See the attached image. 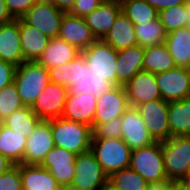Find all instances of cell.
Wrapping results in <instances>:
<instances>
[{
  "label": "cell",
  "instance_id": "obj_1",
  "mask_svg": "<svg viewBox=\"0 0 190 190\" xmlns=\"http://www.w3.org/2000/svg\"><path fill=\"white\" fill-rule=\"evenodd\" d=\"M115 85L106 78L94 73L88 68L81 53L69 62L68 66V93L99 96L106 94Z\"/></svg>",
  "mask_w": 190,
  "mask_h": 190
},
{
  "label": "cell",
  "instance_id": "obj_2",
  "mask_svg": "<svg viewBox=\"0 0 190 190\" xmlns=\"http://www.w3.org/2000/svg\"><path fill=\"white\" fill-rule=\"evenodd\" d=\"M50 124L55 146L76 155L91 149L92 127L63 117L50 119Z\"/></svg>",
  "mask_w": 190,
  "mask_h": 190
},
{
  "label": "cell",
  "instance_id": "obj_3",
  "mask_svg": "<svg viewBox=\"0 0 190 190\" xmlns=\"http://www.w3.org/2000/svg\"><path fill=\"white\" fill-rule=\"evenodd\" d=\"M90 150L108 177L130 165L132 150L121 138H92Z\"/></svg>",
  "mask_w": 190,
  "mask_h": 190
},
{
  "label": "cell",
  "instance_id": "obj_4",
  "mask_svg": "<svg viewBox=\"0 0 190 190\" xmlns=\"http://www.w3.org/2000/svg\"><path fill=\"white\" fill-rule=\"evenodd\" d=\"M13 82L23 104L31 107L40 92L50 82L49 70L36 61L23 62L16 67Z\"/></svg>",
  "mask_w": 190,
  "mask_h": 190
},
{
  "label": "cell",
  "instance_id": "obj_5",
  "mask_svg": "<svg viewBox=\"0 0 190 190\" xmlns=\"http://www.w3.org/2000/svg\"><path fill=\"white\" fill-rule=\"evenodd\" d=\"M129 167L139 173L148 183L168 181L161 142L155 141L148 146L132 150Z\"/></svg>",
  "mask_w": 190,
  "mask_h": 190
},
{
  "label": "cell",
  "instance_id": "obj_6",
  "mask_svg": "<svg viewBox=\"0 0 190 190\" xmlns=\"http://www.w3.org/2000/svg\"><path fill=\"white\" fill-rule=\"evenodd\" d=\"M161 149L168 180L187 177L190 167V135L173 136L162 141Z\"/></svg>",
  "mask_w": 190,
  "mask_h": 190
},
{
  "label": "cell",
  "instance_id": "obj_7",
  "mask_svg": "<svg viewBox=\"0 0 190 190\" xmlns=\"http://www.w3.org/2000/svg\"><path fill=\"white\" fill-rule=\"evenodd\" d=\"M107 184L108 175L91 150L76 156L72 187L77 190H103Z\"/></svg>",
  "mask_w": 190,
  "mask_h": 190
},
{
  "label": "cell",
  "instance_id": "obj_8",
  "mask_svg": "<svg viewBox=\"0 0 190 190\" xmlns=\"http://www.w3.org/2000/svg\"><path fill=\"white\" fill-rule=\"evenodd\" d=\"M81 53L88 68L117 86V50L103 40H96Z\"/></svg>",
  "mask_w": 190,
  "mask_h": 190
},
{
  "label": "cell",
  "instance_id": "obj_9",
  "mask_svg": "<svg viewBox=\"0 0 190 190\" xmlns=\"http://www.w3.org/2000/svg\"><path fill=\"white\" fill-rule=\"evenodd\" d=\"M154 141L162 142L170 139L168 124V102L163 99L148 101L136 107Z\"/></svg>",
  "mask_w": 190,
  "mask_h": 190
},
{
  "label": "cell",
  "instance_id": "obj_10",
  "mask_svg": "<svg viewBox=\"0 0 190 190\" xmlns=\"http://www.w3.org/2000/svg\"><path fill=\"white\" fill-rule=\"evenodd\" d=\"M161 98L166 102L190 98V68L174 69L155 74Z\"/></svg>",
  "mask_w": 190,
  "mask_h": 190
},
{
  "label": "cell",
  "instance_id": "obj_11",
  "mask_svg": "<svg viewBox=\"0 0 190 190\" xmlns=\"http://www.w3.org/2000/svg\"><path fill=\"white\" fill-rule=\"evenodd\" d=\"M64 14L52 2L37 1L21 18L49 38H54L58 36Z\"/></svg>",
  "mask_w": 190,
  "mask_h": 190
},
{
  "label": "cell",
  "instance_id": "obj_12",
  "mask_svg": "<svg viewBox=\"0 0 190 190\" xmlns=\"http://www.w3.org/2000/svg\"><path fill=\"white\" fill-rule=\"evenodd\" d=\"M67 95L66 86L49 82L40 92L31 109L41 120L59 118L62 116Z\"/></svg>",
  "mask_w": 190,
  "mask_h": 190
},
{
  "label": "cell",
  "instance_id": "obj_13",
  "mask_svg": "<svg viewBox=\"0 0 190 190\" xmlns=\"http://www.w3.org/2000/svg\"><path fill=\"white\" fill-rule=\"evenodd\" d=\"M54 146L50 120H41L26 140L22 164L40 165Z\"/></svg>",
  "mask_w": 190,
  "mask_h": 190
},
{
  "label": "cell",
  "instance_id": "obj_14",
  "mask_svg": "<svg viewBox=\"0 0 190 190\" xmlns=\"http://www.w3.org/2000/svg\"><path fill=\"white\" fill-rule=\"evenodd\" d=\"M76 156L73 152L54 146L40 166L49 170L60 186L71 185L75 175Z\"/></svg>",
  "mask_w": 190,
  "mask_h": 190
},
{
  "label": "cell",
  "instance_id": "obj_15",
  "mask_svg": "<svg viewBox=\"0 0 190 190\" xmlns=\"http://www.w3.org/2000/svg\"><path fill=\"white\" fill-rule=\"evenodd\" d=\"M130 107L123 86H115L106 94L99 96L95 110L93 129L110 119L120 118Z\"/></svg>",
  "mask_w": 190,
  "mask_h": 190
},
{
  "label": "cell",
  "instance_id": "obj_16",
  "mask_svg": "<svg viewBox=\"0 0 190 190\" xmlns=\"http://www.w3.org/2000/svg\"><path fill=\"white\" fill-rule=\"evenodd\" d=\"M130 107L136 108L140 104L161 98L155 74L148 71H139L124 86Z\"/></svg>",
  "mask_w": 190,
  "mask_h": 190
},
{
  "label": "cell",
  "instance_id": "obj_17",
  "mask_svg": "<svg viewBox=\"0 0 190 190\" xmlns=\"http://www.w3.org/2000/svg\"><path fill=\"white\" fill-rule=\"evenodd\" d=\"M120 121L122 124L121 139L131 150L142 148L155 142L136 108L129 107L120 117Z\"/></svg>",
  "mask_w": 190,
  "mask_h": 190
},
{
  "label": "cell",
  "instance_id": "obj_18",
  "mask_svg": "<svg viewBox=\"0 0 190 190\" xmlns=\"http://www.w3.org/2000/svg\"><path fill=\"white\" fill-rule=\"evenodd\" d=\"M58 37L79 49L81 52L97 39L86 24L84 17L65 13L60 23Z\"/></svg>",
  "mask_w": 190,
  "mask_h": 190
},
{
  "label": "cell",
  "instance_id": "obj_19",
  "mask_svg": "<svg viewBox=\"0 0 190 190\" xmlns=\"http://www.w3.org/2000/svg\"><path fill=\"white\" fill-rule=\"evenodd\" d=\"M122 11L120 0H104L84 19L97 40H103L109 33L115 19Z\"/></svg>",
  "mask_w": 190,
  "mask_h": 190
},
{
  "label": "cell",
  "instance_id": "obj_20",
  "mask_svg": "<svg viewBox=\"0 0 190 190\" xmlns=\"http://www.w3.org/2000/svg\"><path fill=\"white\" fill-rule=\"evenodd\" d=\"M96 106L97 98L94 95L68 93L61 117L86 124L93 129Z\"/></svg>",
  "mask_w": 190,
  "mask_h": 190
},
{
  "label": "cell",
  "instance_id": "obj_21",
  "mask_svg": "<svg viewBox=\"0 0 190 190\" xmlns=\"http://www.w3.org/2000/svg\"><path fill=\"white\" fill-rule=\"evenodd\" d=\"M0 60L15 66L25 62L20 44L19 18L0 25Z\"/></svg>",
  "mask_w": 190,
  "mask_h": 190
},
{
  "label": "cell",
  "instance_id": "obj_22",
  "mask_svg": "<svg viewBox=\"0 0 190 190\" xmlns=\"http://www.w3.org/2000/svg\"><path fill=\"white\" fill-rule=\"evenodd\" d=\"M19 31L24 61H37L48 46L50 38L22 18H19Z\"/></svg>",
  "mask_w": 190,
  "mask_h": 190
},
{
  "label": "cell",
  "instance_id": "obj_23",
  "mask_svg": "<svg viewBox=\"0 0 190 190\" xmlns=\"http://www.w3.org/2000/svg\"><path fill=\"white\" fill-rule=\"evenodd\" d=\"M145 48L140 45L118 51L116 74L117 85L124 86L139 71L143 70Z\"/></svg>",
  "mask_w": 190,
  "mask_h": 190
},
{
  "label": "cell",
  "instance_id": "obj_24",
  "mask_svg": "<svg viewBox=\"0 0 190 190\" xmlns=\"http://www.w3.org/2000/svg\"><path fill=\"white\" fill-rule=\"evenodd\" d=\"M81 51L60 37L50 38L48 46L36 61L47 70L75 59Z\"/></svg>",
  "mask_w": 190,
  "mask_h": 190
},
{
  "label": "cell",
  "instance_id": "obj_25",
  "mask_svg": "<svg viewBox=\"0 0 190 190\" xmlns=\"http://www.w3.org/2000/svg\"><path fill=\"white\" fill-rule=\"evenodd\" d=\"M103 41L117 51L137 45L135 25L123 11L115 19Z\"/></svg>",
  "mask_w": 190,
  "mask_h": 190
},
{
  "label": "cell",
  "instance_id": "obj_26",
  "mask_svg": "<svg viewBox=\"0 0 190 190\" xmlns=\"http://www.w3.org/2000/svg\"><path fill=\"white\" fill-rule=\"evenodd\" d=\"M23 190H59L60 185L46 168L20 164Z\"/></svg>",
  "mask_w": 190,
  "mask_h": 190
},
{
  "label": "cell",
  "instance_id": "obj_27",
  "mask_svg": "<svg viewBox=\"0 0 190 190\" xmlns=\"http://www.w3.org/2000/svg\"><path fill=\"white\" fill-rule=\"evenodd\" d=\"M165 44L176 67L190 68V29L183 27L168 33Z\"/></svg>",
  "mask_w": 190,
  "mask_h": 190
},
{
  "label": "cell",
  "instance_id": "obj_28",
  "mask_svg": "<svg viewBox=\"0 0 190 190\" xmlns=\"http://www.w3.org/2000/svg\"><path fill=\"white\" fill-rule=\"evenodd\" d=\"M170 138L190 135V98L168 102Z\"/></svg>",
  "mask_w": 190,
  "mask_h": 190
},
{
  "label": "cell",
  "instance_id": "obj_29",
  "mask_svg": "<svg viewBox=\"0 0 190 190\" xmlns=\"http://www.w3.org/2000/svg\"><path fill=\"white\" fill-rule=\"evenodd\" d=\"M27 138L5 125L0 127V154L14 165L22 164Z\"/></svg>",
  "mask_w": 190,
  "mask_h": 190
},
{
  "label": "cell",
  "instance_id": "obj_30",
  "mask_svg": "<svg viewBox=\"0 0 190 190\" xmlns=\"http://www.w3.org/2000/svg\"><path fill=\"white\" fill-rule=\"evenodd\" d=\"M176 67L165 43L145 48L143 70L152 74L165 72Z\"/></svg>",
  "mask_w": 190,
  "mask_h": 190
},
{
  "label": "cell",
  "instance_id": "obj_31",
  "mask_svg": "<svg viewBox=\"0 0 190 190\" xmlns=\"http://www.w3.org/2000/svg\"><path fill=\"white\" fill-rule=\"evenodd\" d=\"M40 121L41 119L37 117L31 107L24 106L4 119L2 124L28 138Z\"/></svg>",
  "mask_w": 190,
  "mask_h": 190
},
{
  "label": "cell",
  "instance_id": "obj_32",
  "mask_svg": "<svg viewBox=\"0 0 190 190\" xmlns=\"http://www.w3.org/2000/svg\"><path fill=\"white\" fill-rule=\"evenodd\" d=\"M137 45L149 47L165 43L167 33L159 17L153 21L135 25Z\"/></svg>",
  "mask_w": 190,
  "mask_h": 190
},
{
  "label": "cell",
  "instance_id": "obj_33",
  "mask_svg": "<svg viewBox=\"0 0 190 190\" xmlns=\"http://www.w3.org/2000/svg\"><path fill=\"white\" fill-rule=\"evenodd\" d=\"M123 13L134 25L153 21L159 12L144 0H120Z\"/></svg>",
  "mask_w": 190,
  "mask_h": 190
},
{
  "label": "cell",
  "instance_id": "obj_34",
  "mask_svg": "<svg viewBox=\"0 0 190 190\" xmlns=\"http://www.w3.org/2000/svg\"><path fill=\"white\" fill-rule=\"evenodd\" d=\"M108 184L116 190H146L148 182L130 167L112 173Z\"/></svg>",
  "mask_w": 190,
  "mask_h": 190
},
{
  "label": "cell",
  "instance_id": "obj_35",
  "mask_svg": "<svg viewBox=\"0 0 190 190\" xmlns=\"http://www.w3.org/2000/svg\"><path fill=\"white\" fill-rule=\"evenodd\" d=\"M23 104L16 85L11 83L0 90V120L3 121Z\"/></svg>",
  "mask_w": 190,
  "mask_h": 190
},
{
  "label": "cell",
  "instance_id": "obj_36",
  "mask_svg": "<svg viewBox=\"0 0 190 190\" xmlns=\"http://www.w3.org/2000/svg\"><path fill=\"white\" fill-rule=\"evenodd\" d=\"M186 14V6L182 4L160 11L158 17L168 34L174 30L185 27Z\"/></svg>",
  "mask_w": 190,
  "mask_h": 190
},
{
  "label": "cell",
  "instance_id": "obj_37",
  "mask_svg": "<svg viewBox=\"0 0 190 190\" xmlns=\"http://www.w3.org/2000/svg\"><path fill=\"white\" fill-rule=\"evenodd\" d=\"M122 124L120 118L110 119L105 123L98 124L93 129L92 138H121Z\"/></svg>",
  "mask_w": 190,
  "mask_h": 190
},
{
  "label": "cell",
  "instance_id": "obj_38",
  "mask_svg": "<svg viewBox=\"0 0 190 190\" xmlns=\"http://www.w3.org/2000/svg\"><path fill=\"white\" fill-rule=\"evenodd\" d=\"M20 164L0 175V190H22Z\"/></svg>",
  "mask_w": 190,
  "mask_h": 190
},
{
  "label": "cell",
  "instance_id": "obj_39",
  "mask_svg": "<svg viewBox=\"0 0 190 190\" xmlns=\"http://www.w3.org/2000/svg\"><path fill=\"white\" fill-rule=\"evenodd\" d=\"M8 12L14 19L21 18L37 1L5 0Z\"/></svg>",
  "mask_w": 190,
  "mask_h": 190
},
{
  "label": "cell",
  "instance_id": "obj_40",
  "mask_svg": "<svg viewBox=\"0 0 190 190\" xmlns=\"http://www.w3.org/2000/svg\"><path fill=\"white\" fill-rule=\"evenodd\" d=\"M104 0H75L73 8L69 12L71 15L85 17L96 9Z\"/></svg>",
  "mask_w": 190,
  "mask_h": 190
},
{
  "label": "cell",
  "instance_id": "obj_41",
  "mask_svg": "<svg viewBox=\"0 0 190 190\" xmlns=\"http://www.w3.org/2000/svg\"><path fill=\"white\" fill-rule=\"evenodd\" d=\"M69 62L49 69L50 82L64 85L68 88Z\"/></svg>",
  "mask_w": 190,
  "mask_h": 190
},
{
  "label": "cell",
  "instance_id": "obj_42",
  "mask_svg": "<svg viewBox=\"0 0 190 190\" xmlns=\"http://www.w3.org/2000/svg\"><path fill=\"white\" fill-rule=\"evenodd\" d=\"M16 67L9 62L0 60V90L13 83Z\"/></svg>",
  "mask_w": 190,
  "mask_h": 190
},
{
  "label": "cell",
  "instance_id": "obj_43",
  "mask_svg": "<svg viewBox=\"0 0 190 190\" xmlns=\"http://www.w3.org/2000/svg\"><path fill=\"white\" fill-rule=\"evenodd\" d=\"M149 5L153 6L158 12L170 8L173 6H178L185 4L186 0H144Z\"/></svg>",
  "mask_w": 190,
  "mask_h": 190
},
{
  "label": "cell",
  "instance_id": "obj_44",
  "mask_svg": "<svg viewBox=\"0 0 190 190\" xmlns=\"http://www.w3.org/2000/svg\"><path fill=\"white\" fill-rule=\"evenodd\" d=\"M14 18L8 12L5 0H0V25L12 21Z\"/></svg>",
  "mask_w": 190,
  "mask_h": 190
},
{
  "label": "cell",
  "instance_id": "obj_45",
  "mask_svg": "<svg viewBox=\"0 0 190 190\" xmlns=\"http://www.w3.org/2000/svg\"><path fill=\"white\" fill-rule=\"evenodd\" d=\"M75 0H52V3L65 13H69L73 8Z\"/></svg>",
  "mask_w": 190,
  "mask_h": 190
},
{
  "label": "cell",
  "instance_id": "obj_46",
  "mask_svg": "<svg viewBox=\"0 0 190 190\" xmlns=\"http://www.w3.org/2000/svg\"><path fill=\"white\" fill-rule=\"evenodd\" d=\"M13 166L14 164L11 161L0 154V175L7 172Z\"/></svg>",
  "mask_w": 190,
  "mask_h": 190
},
{
  "label": "cell",
  "instance_id": "obj_47",
  "mask_svg": "<svg viewBox=\"0 0 190 190\" xmlns=\"http://www.w3.org/2000/svg\"><path fill=\"white\" fill-rule=\"evenodd\" d=\"M167 190H184L183 184L179 180H168Z\"/></svg>",
  "mask_w": 190,
  "mask_h": 190
},
{
  "label": "cell",
  "instance_id": "obj_48",
  "mask_svg": "<svg viewBox=\"0 0 190 190\" xmlns=\"http://www.w3.org/2000/svg\"><path fill=\"white\" fill-rule=\"evenodd\" d=\"M146 190H167V181L163 183H148Z\"/></svg>",
  "mask_w": 190,
  "mask_h": 190
},
{
  "label": "cell",
  "instance_id": "obj_49",
  "mask_svg": "<svg viewBox=\"0 0 190 190\" xmlns=\"http://www.w3.org/2000/svg\"><path fill=\"white\" fill-rule=\"evenodd\" d=\"M185 6H186V24L185 27L190 29V0L185 1Z\"/></svg>",
  "mask_w": 190,
  "mask_h": 190
},
{
  "label": "cell",
  "instance_id": "obj_50",
  "mask_svg": "<svg viewBox=\"0 0 190 190\" xmlns=\"http://www.w3.org/2000/svg\"><path fill=\"white\" fill-rule=\"evenodd\" d=\"M179 181L183 184L184 190H190V177L179 179Z\"/></svg>",
  "mask_w": 190,
  "mask_h": 190
},
{
  "label": "cell",
  "instance_id": "obj_51",
  "mask_svg": "<svg viewBox=\"0 0 190 190\" xmlns=\"http://www.w3.org/2000/svg\"><path fill=\"white\" fill-rule=\"evenodd\" d=\"M59 190H77V189H75L71 185H67V186H60Z\"/></svg>",
  "mask_w": 190,
  "mask_h": 190
},
{
  "label": "cell",
  "instance_id": "obj_52",
  "mask_svg": "<svg viewBox=\"0 0 190 190\" xmlns=\"http://www.w3.org/2000/svg\"><path fill=\"white\" fill-rule=\"evenodd\" d=\"M103 190H116V189H114V188L111 187L109 184H107V185L103 188Z\"/></svg>",
  "mask_w": 190,
  "mask_h": 190
},
{
  "label": "cell",
  "instance_id": "obj_53",
  "mask_svg": "<svg viewBox=\"0 0 190 190\" xmlns=\"http://www.w3.org/2000/svg\"><path fill=\"white\" fill-rule=\"evenodd\" d=\"M38 2H52V0H36Z\"/></svg>",
  "mask_w": 190,
  "mask_h": 190
},
{
  "label": "cell",
  "instance_id": "obj_54",
  "mask_svg": "<svg viewBox=\"0 0 190 190\" xmlns=\"http://www.w3.org/2000/svg\"><path fill=\"white\" fill-rule=\"evenodd\" d=\"M187 177H190V167H189V170H188Z\"/></svg>",
  "mask_w": 190,
  "mask_h": 190
}]
</instances>
